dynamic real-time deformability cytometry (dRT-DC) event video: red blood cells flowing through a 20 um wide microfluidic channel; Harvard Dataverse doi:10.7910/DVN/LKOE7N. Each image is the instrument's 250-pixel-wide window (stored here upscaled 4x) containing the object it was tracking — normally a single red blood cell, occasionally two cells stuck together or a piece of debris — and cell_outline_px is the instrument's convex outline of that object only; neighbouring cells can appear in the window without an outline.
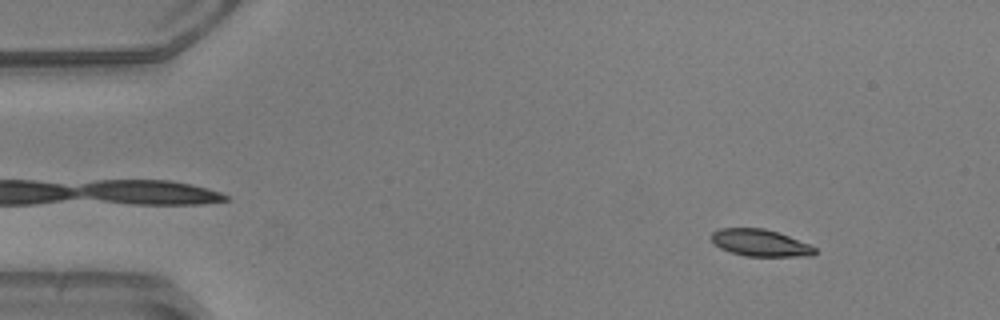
{"species": "common noctule bat (a hibernating species)", "species_latin": "Nyctalus noctula", "temperature_condition": "warm", "stored_images_in_passage": 53, "camera_frame_rate_fps": 3000, "um_per_image_px": 0.085, "animal": {"sex": "male", "body_mass_g": 20.5, "forearm_length_mm": 52.5}, "frame": {"image": 1, "passage_image": 6, "time_ms": 1.667, "image_size_px": [1000, 320], "cell_outline_px": [[816, 252], [812, 256], [744, 256], [720, 248], [708, 236], [712, 232], [720, 228], [764, 228], [788, 236], [808, 244], [816, 248]], "centroid_in_image_um": [64.59, 20.64], "position_along_channel_um": 20.4, "area_um2": 16.13}}
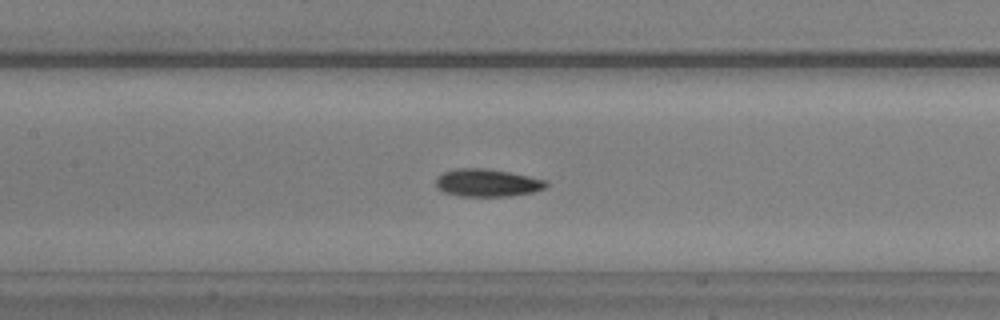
{"frame": {"image": 2, "passage_image": 24, "time_ms": 7.667, "image_size_px": [1000, 320], "cell_outline_px": [[548, 184], [544, 188], [532, 192], [508, 196], [456, 196], [444, 192], [436, 188], [436, 180], [444, 172], [456, 168], [484, 168], [508, 172], [548, 180]], "centroid_in_image_um": [41.4, 15.54], "position_along_channel_um": 166.0, "area_um2": 17.69}}
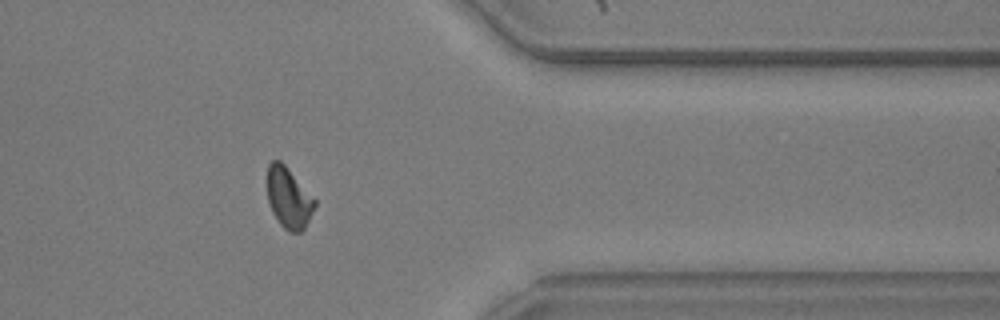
{"frame": {"image": 3, "passage_image": 42, "time_ms": 13.667, "image_size_px": [1000, 320], "cell_outline_px": [[316, 204], [304, 228], [300, 232], [288, 232], [280, 224], [272, 212], [268, 200], [268, 164], [272, 160], [280, 160], [284, 164], [316, 200]], "centroid_in_image_um": [24.53, 16.82], "position_along_channel_um": 386.9, "area_um2": 16.53}}